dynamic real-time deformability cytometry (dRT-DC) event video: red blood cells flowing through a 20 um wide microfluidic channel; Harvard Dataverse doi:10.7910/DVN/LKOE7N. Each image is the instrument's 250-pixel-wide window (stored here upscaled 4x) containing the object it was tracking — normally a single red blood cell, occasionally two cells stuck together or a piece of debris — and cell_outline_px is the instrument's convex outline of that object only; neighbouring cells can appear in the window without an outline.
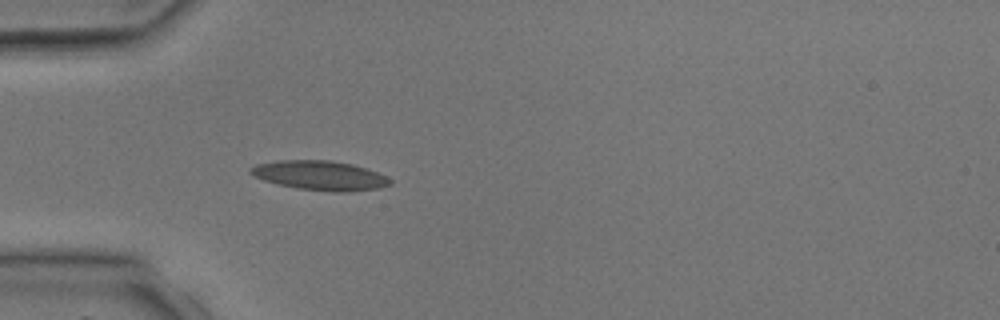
{"species": "common noctule bat (a hibernating species)", "species_latin": "Nyctalus noctula", "temperature_condition": "room temperature", "stored_images_in_passage": 4, "camera_frame_rate_fps": 3000, "um_per_image_px": 0.085, "animal": {"sex": "male", "body_mass_g": 17.9, "forearm_length_mm": 54.2}, "frame": {"image": 1, "passage_image": 4, "time_ms": 4.0, "image_size_px": [1000, 320], "cell_outline_px": [[392, 184], [380, 188], [348, 192], [332, 192], [300, 188], [280, 184], [264, 180], [252, 176], [248, 172], [248, 168], [256, 164], [280, 160], [328, 160], [352, 164], [376, 172], [392, 180]], "centroid_in_image_um": [27.18, 14.91], "position_along_channel_um": 57.8, "area_um2": 23.81}}